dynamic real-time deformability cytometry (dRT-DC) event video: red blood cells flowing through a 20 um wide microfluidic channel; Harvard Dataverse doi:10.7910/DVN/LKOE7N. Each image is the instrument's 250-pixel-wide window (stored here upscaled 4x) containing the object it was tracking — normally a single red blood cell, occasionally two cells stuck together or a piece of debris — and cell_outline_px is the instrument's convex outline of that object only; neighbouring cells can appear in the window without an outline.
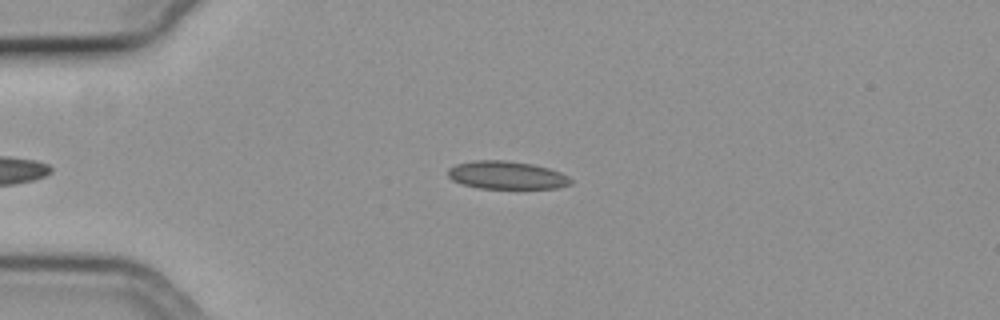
{"species": "common noctule bat (a hibernating species)", "species_latin": "Nyctalus noctula", "temperature_condition": "cold", "stored_images_in_passage": 39, "camera_frame_rate_fps": 3000, "um_per_image_px": 0.085, "animal": {"sex": "female", "body_mass_g": 19.3, "forearm_length_mm": 54.1}, "frame": {"image": 1, "passage_image": 2, "time_ms": 0.333, "image_size_px": [1000, 320], "cell_outline_px": [[572, 184], [556, 188], [476, 188], [452, 180], [448, 176], [448, 168], [456, 164], [472, 160], [508, 160], [532, 164], [548, 168], [560, 172], [568, 176], [572, 180]], "centroid_in_image_um": [43.06, 14.88], "position_along_channel_um": 41.9, "area_um2": 20.06}}
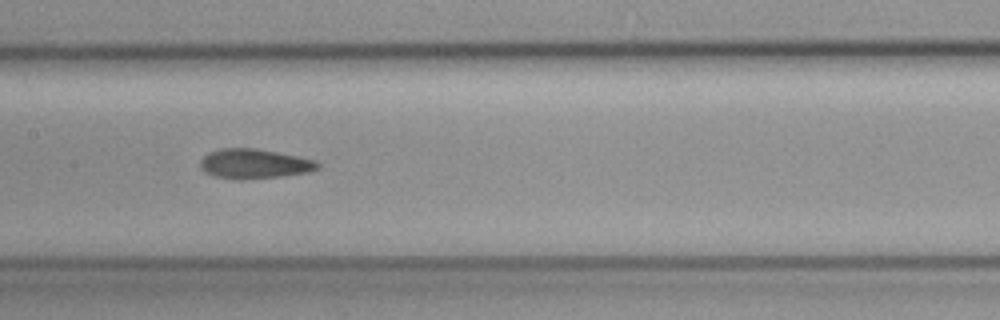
{"frame": {"image": 2, "passage_image": 16, "time_ms": 5.0, "image_size_px": [1000, 320], "cell_outline_px": [[320, 168], [308, 172], [280, 176], [240, 180], [236, 180], [216, 176], [204, 172], [200, 168], [200, 160], [208, 152], [220, 148], [256, 148], [316, 160], [320, 164]], "centroid_in_image_um": [21.59, 13.92], "position_along_channel_um": 185.8, "area_um2": 20.35}}
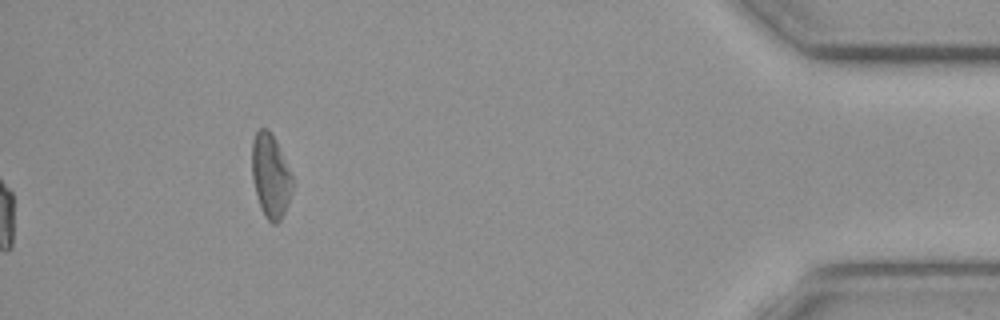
{"frame": {"image": 3, "passage_image": 39, "time_ms": 12.667, "image_size_px": [1000, 320], "cell_outline_px": [[292, 192], [288, 204], [280, 220], [276, 224], [272, 224], [264, 216], [256, 196], [252, 176], [252, 140], [256, 132], [260, 128], [268, 128], [272, 132], [276, 140], [292, 176]], "centroid_in_image_um": [22.99, 14.94], "position_along_channel_um": 412.2, "area_um2": 19.83}, "authors_computed_cell_mechanics": {"area_um2": 19.8832, "velocity_mm_per_s": 3.7493, "shape_relaxation_time_tau1_ms": null, "shape_relaxation_time_tau2_ms": 4.1589, "deformation_change_tau1": null, "deformation_change_tau2": 0.1032}}